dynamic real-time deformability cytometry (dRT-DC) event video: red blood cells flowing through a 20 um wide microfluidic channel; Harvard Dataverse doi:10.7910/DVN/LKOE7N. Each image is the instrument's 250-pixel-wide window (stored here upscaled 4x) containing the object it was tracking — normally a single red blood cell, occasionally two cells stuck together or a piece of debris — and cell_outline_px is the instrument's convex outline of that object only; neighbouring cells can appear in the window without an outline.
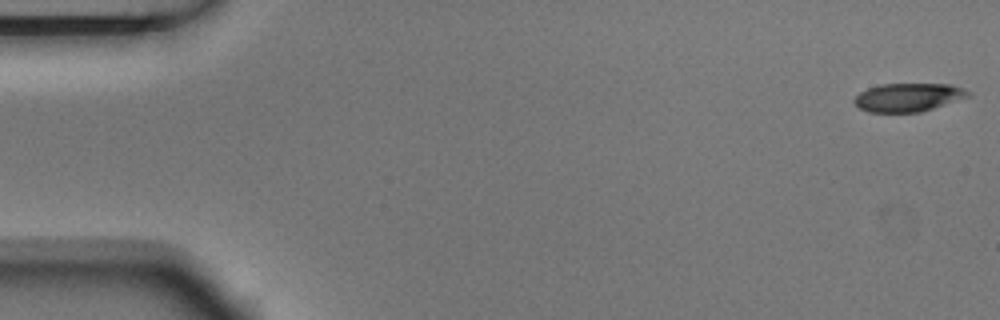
{"species": "Egyptian fruit bat (a non-hibernating species)", "species_latin": "Rousettus aegyptiacus", "temperature_condition": "room temperature", "stored_images_in_passage": 5, "camera_frame_rate_fps": 3000, "um_per_image_px": 0.085, "animal": {"sex": "male"}, "frame": {"image": 1, "passage_image": 1, "time_ms": 0.0, "image_size_px": [1000, 320], "cell_outline_px": [[972, 92], [968, 96], [920, 112], [868, 112], [860, 108], [852, 100], [860, 92], [868, 88], [880, 84], [948, 84], [964, 88]], "centroid_in_image_um": [77.17, 8.26], "position_along_channel_um": 7.8, "area_um2": 18.61}}
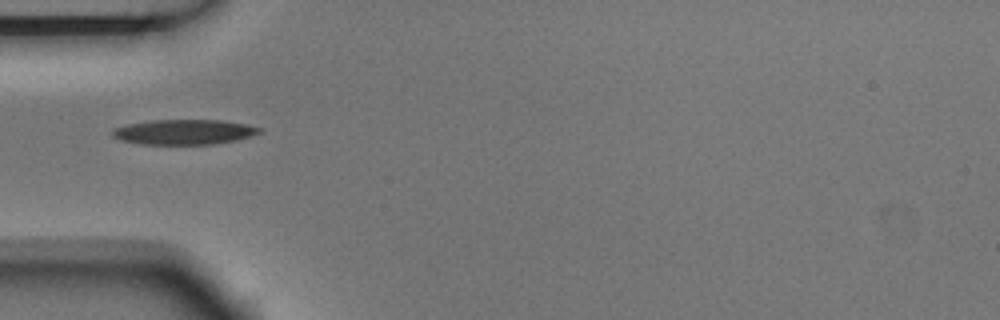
{"frame": {"image": 2, "passage_image": 5, "time_ms": 1.333, "image_size_px": [1000, 320], "cell_outline_px": [[260, 132], [252, 136], [236, 140], [212, 144], [140, 144], [120, 140], [112, 136], [112, 128], [128, 124], [152, 120], [220, 120], [248, 124], [260, 128]], "centroid_in_image_um": [15.62, 11.22], "position_along_channel_um": 69.4, "area_um2": 21.44}}